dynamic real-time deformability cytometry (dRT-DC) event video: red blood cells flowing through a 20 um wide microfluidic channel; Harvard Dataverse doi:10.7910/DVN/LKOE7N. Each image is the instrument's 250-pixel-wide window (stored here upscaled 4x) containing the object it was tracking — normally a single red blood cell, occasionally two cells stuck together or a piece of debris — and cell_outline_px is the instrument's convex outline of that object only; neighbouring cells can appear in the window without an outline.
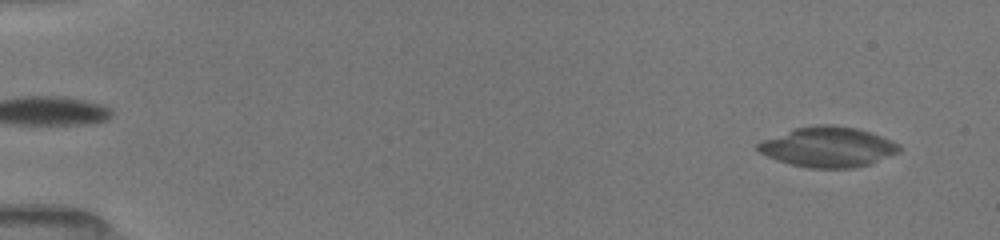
{"species": "common noctule bat (a hibernating species)", "species_latin": "Nyctalus noctula", "temperature_condition": "room temperature", "stored_images_in_passage": 18, "camera_frame_rate_fps": 3000, "um_per_image_px": 0.085, "animal": {"sex": "female", "body_mass_g": 19.5, "forearm_length_mm": 54.1}, "frame": {"image": 1, "passage_image": 5, "time_ms": 1.0, "image_size_px": [1000, 240], "cell_outline_px": [[900, 152], [868, 164], [852, 168], [808, 168], [776, 160], [760, 152], [756, 148], [756, 144], [764, 140], [792, 128], [816, 124], [832, 124], [856, 128], [880, 136], [896, 144], [900, 148]], "centroid_in_image_um": [70.33, 12.48], "position_along_channel_um": 14.7, "area_um2": 32.77}}